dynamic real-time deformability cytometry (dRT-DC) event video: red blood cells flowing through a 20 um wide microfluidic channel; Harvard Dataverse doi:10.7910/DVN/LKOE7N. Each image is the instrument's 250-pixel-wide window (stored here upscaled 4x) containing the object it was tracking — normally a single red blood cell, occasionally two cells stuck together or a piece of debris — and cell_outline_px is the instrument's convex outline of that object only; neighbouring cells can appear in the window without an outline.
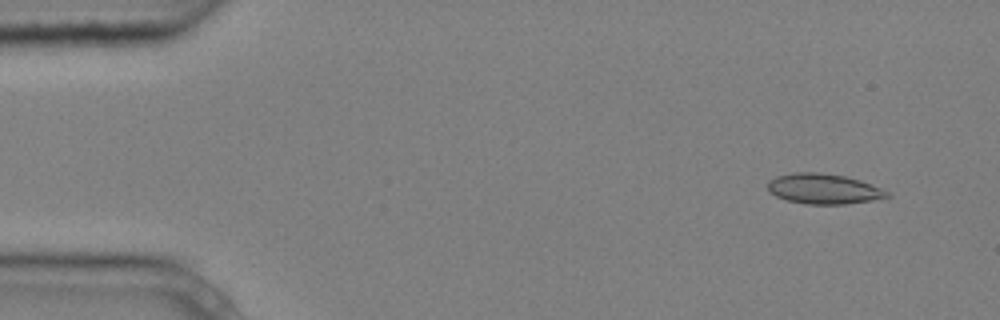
{"species": "common noctule bat (a hibernating species)", "species_latin": "Nyctalus noctula", "temperature_condition": "cold", "stored_images_in_passage": 5, "camera_frame_rate_fps": 3000, "um_per_image_px": 0.085, "animal": {"sex": "male", "body_mass_g": 20.4}, "frame": {"image": 1, "passage_image": 1, "time_ms": 0.0, "image_size_px": [1000, 320], "cell_outline_px": [[892, 196], [872, 200], [844, 204], [804, 204], [788, 200], [776, 196], [768, 192], [768, 180], [776, 176], [792, 172], [820, 172], [844, 176], [860, 180], [880, 188], [888, 192]], "centroid_in_image_um": [69.97, 16.04], "position_along_channel_um": 15.0, "area_um2": 21.04}}
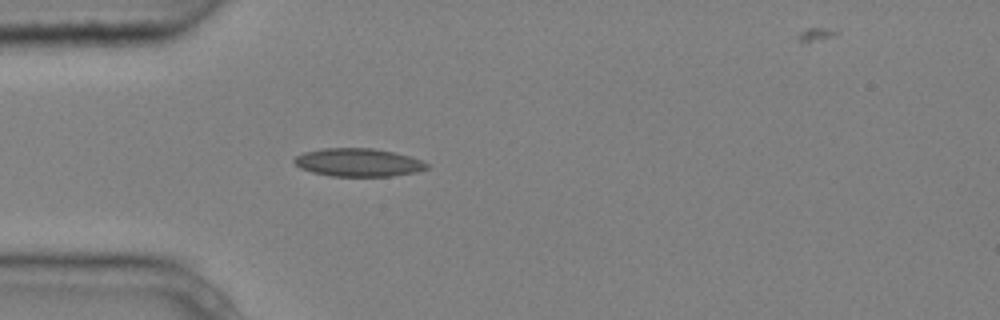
{"frame": {"image": 2, "passage_image": 4, "time_ms": 1.0, "image_size_px": [1000, 320], "cell_outline_px": [[428, 168], [416, 172], [392, 176], [332, 176], [312, 172], [300, 168], [292, 160], [296, 156], [304, 152], [320, 148], [372, 148], [396, 152], [424, 160], [428, 164]], "centroid_in_image_um": [30.47, 13.8], "position_along_channel_um": 54.5, "area_um2": 21.91}}